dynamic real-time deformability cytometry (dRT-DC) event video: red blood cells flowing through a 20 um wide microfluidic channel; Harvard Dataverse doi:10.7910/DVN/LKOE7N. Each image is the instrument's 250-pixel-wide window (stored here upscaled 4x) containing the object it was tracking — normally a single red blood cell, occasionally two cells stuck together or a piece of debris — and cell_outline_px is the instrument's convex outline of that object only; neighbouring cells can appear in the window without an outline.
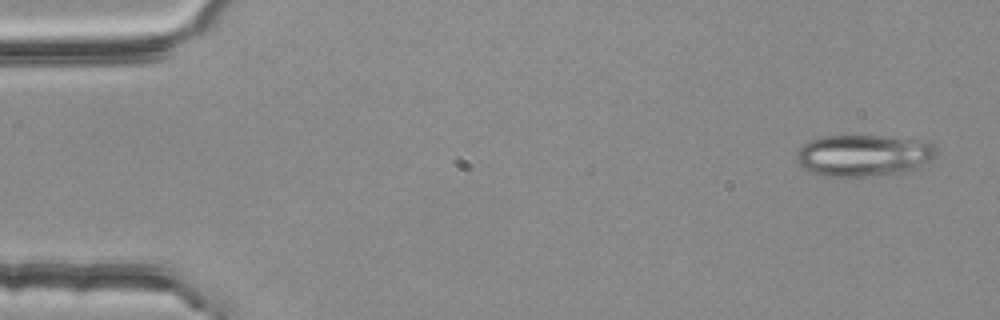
{"species": "common noctule bat (a hibernating species)", "species_latin": "Nyctalus noctula", "temperature_condition": "room temperature", "stored_images_in_passage": 4, "camera_frame_rate_fps": 3000, "um_per_image_px": 0.085, "animal": {"sex": "female", "body_mass_g": 25.1}, "frame": {"image": 1, "passage_image": 1, "time_ms": 0.0, "image_size_px": [1000, 320], "cell_outline_px": [[936, 152], [916, 172], [888, 176], [824, 176], [812, 172], [804, 168], [796, 160], [796, 152], [804, 144], [820, 136], [876, 136], [928, 140], [936, 148]], "centroid_in_image_um": [73.46, 13.23], "position_along_channel_um": 11.5, "area_um2": 34.45}}